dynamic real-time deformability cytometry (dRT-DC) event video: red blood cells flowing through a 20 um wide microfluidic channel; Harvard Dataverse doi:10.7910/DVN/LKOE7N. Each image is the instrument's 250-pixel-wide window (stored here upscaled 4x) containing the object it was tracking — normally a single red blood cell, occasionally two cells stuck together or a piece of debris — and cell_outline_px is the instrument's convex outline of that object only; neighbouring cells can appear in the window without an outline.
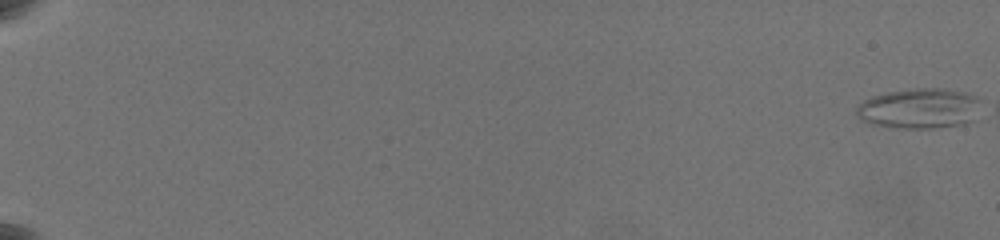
{"species": "common noctule bat (a hibernating species)", "species_latin": "Nyctalus noctula", "temperature_condition": "warm", "stored_images_in_passage": 45, "camera_frame_rate_fps": 3000, "um_per_image_px": 0.085, "animal": {"sex": "female", "body_mass_g": 19.5, "forearm_length_mm": 54.1}, "frame": {"image": 1, "passage_image": 1, "time_ms": 0.0, "image_size_px": [1000, 240], "cell_outline_px": [[976, 120], [964, 124], [932, 128], [888, 128], [872, 124], [860, 120], [852, 112], [864, 100], [872, 96], [888, 92], [920, 88], [940, 88], [960, 92], [972, 96], [976, 100]], "centroid_in_image_um": [78.03, 9.25], "position_along_channel_um": 7.0, "area_um2": 29.02}}
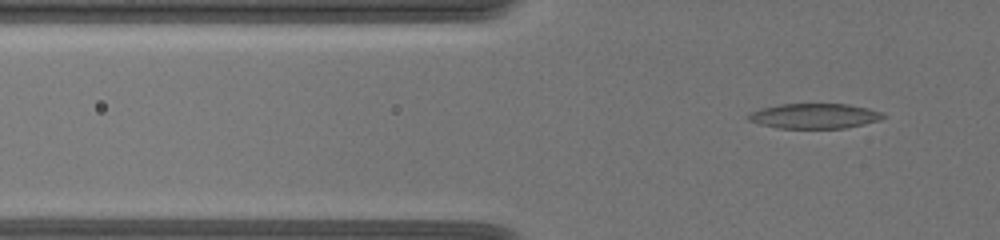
{"frame": {"image": 2, "passage_image": 35, "time_ms": 7.667, "image_size_px": [1000, 240], "cell_outline_px": [[884, 116], [880, 120], [864, 124], [844, 128], [780, 128], [760, 124], [748, 120], [748, 116], [752, 112], [764, 108], [780, 104], [848, 104], [868, 108], [880, 112]], "centroid_in_image_um": [69.25, 9.86], "position_along_channel_um": 56.6, "area_um2": 19.36}}
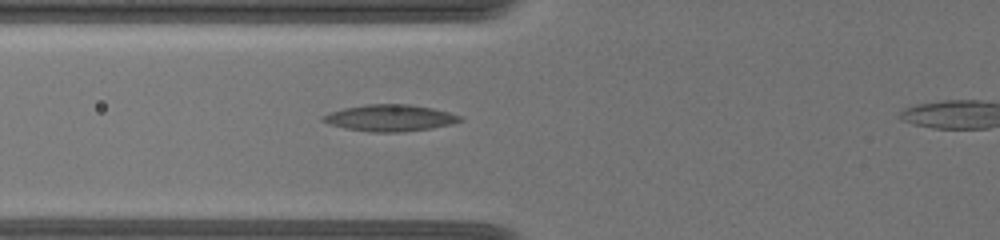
{"frame": {"image": 3, "passage_image": 42, "time_ms": 9.333, "image_size_px": [1000, 240], "cell_outline_px": [[464, 120], [452, 124], [404, 132], [372, 132], [348, 128], [332, 124], [320, 120], [320, 116], [328, 112], [344, 108], [368, 104], [408, 104], [432, 108], [448, 112], [460, 116]], "centroid_in_image_um": [33.13, 10.02], "position_along_channel_um": 92.7, "area_um2": 21.04}}